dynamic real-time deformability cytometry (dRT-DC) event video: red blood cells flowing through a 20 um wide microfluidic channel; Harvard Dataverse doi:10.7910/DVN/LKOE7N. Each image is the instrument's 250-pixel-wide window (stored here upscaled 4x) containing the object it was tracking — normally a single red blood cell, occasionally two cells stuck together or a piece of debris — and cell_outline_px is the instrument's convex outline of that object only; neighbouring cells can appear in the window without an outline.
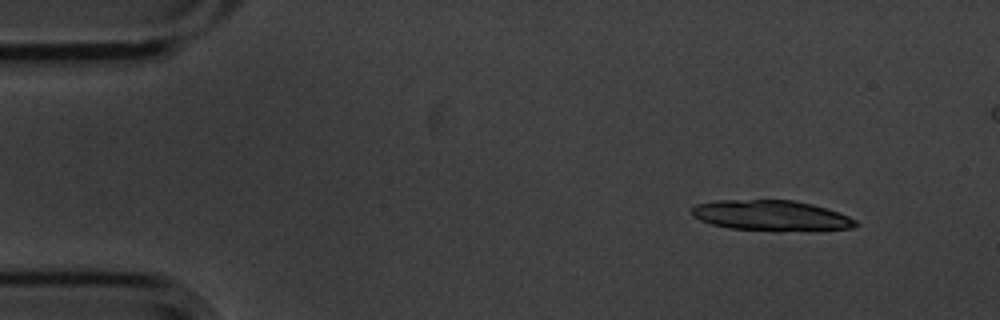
{"species": "common noctule bat (a hibernating species)", "species_latin": "Nyctalus noctula", "temperature_condition": "cold", "stored_images_in_passage": 5, "camera_frame_rate_fps": 3000, "um_per_image_px": 0.085, "animal": {"sex": "male", "body_mass_g": 20.1, "forearm_length_mm": 53.5}, "frame": {"image": 1, "passage_image": 1, "time_ms": 0.0, "image_size_px": [1000, 320], "cell_outline_px": [[860, 224], [852, 228], [780, 232], [776, 232], [728, 228], [712, 224], [700, 220], [692, 216], [692, 208], [696, 204], [716, 200], [792, 200], [812, 204], [848, 216], [856, 220]], "centroid_in_image_um": [65.53, 18.34], "position_along_channel_um": 19.5, "area_um2": 29.36}}